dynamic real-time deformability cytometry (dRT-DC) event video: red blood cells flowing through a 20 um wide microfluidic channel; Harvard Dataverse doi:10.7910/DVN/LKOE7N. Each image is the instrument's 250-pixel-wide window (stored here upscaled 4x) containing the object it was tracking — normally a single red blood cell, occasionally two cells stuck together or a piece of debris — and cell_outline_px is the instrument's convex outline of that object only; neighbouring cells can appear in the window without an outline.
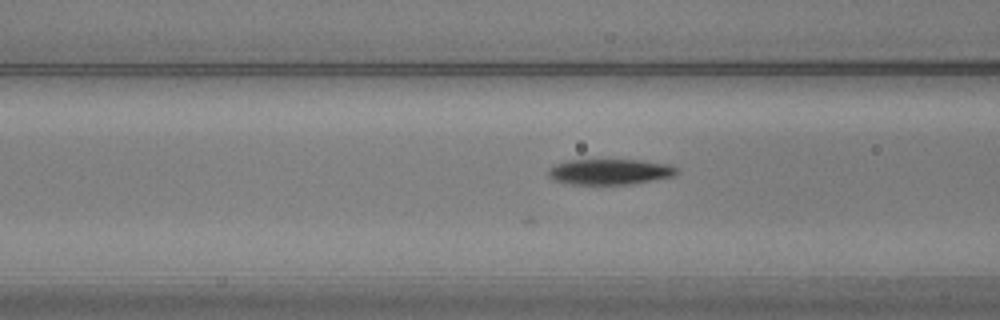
{"species": "common noctule bat (a hibernating species)", "species_latin": "Nyctalus noctula", "temperature_condition": "warm", "stored_images_in_passage": 30, "camera_frame_rate_fps": 3000, "um_per_image_px": 0.085, "animal": {"sex": "male", "body_mass_g": 20.5, "forearm_length_mm": 52.5}, "frame": {"image": 1, "passage_image": 6, "time_ms": 1.667, "image_size_px": [1000, 320], "cell_outline_px": [[680, 172], [676, 176], [632, 184], [568, 184], [552, 180], [548, 176], [548, 168], [556, 164], [568, 160], [640, 160], [672, 164], [680, 168]], "centroid_in_image_um": [51.9, 14.6], "position_along_channel_um": 114.7, "area_um2": 19.59}}
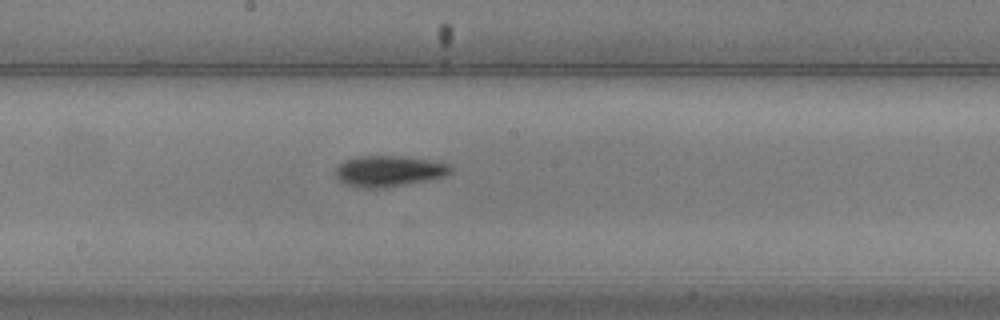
{"frame": {"image": 2, "passage_image": 14, "time_ms": 4.333, "image_size_px": [1000, 320], "cell_outline_px": [[452, 172], [444, 176], [428, 180], [384, 188], [356, 188], [344, 184], [336, 180], [332, 172], [336, 164], [344, 160], [356, 156], [400, 156], [428, 160], [448, 164], [452, 168]], "centroid_in_image_um": [32.92, 14.55], "position_along_channel_um": 215.3, "area_um2": 21.21}}
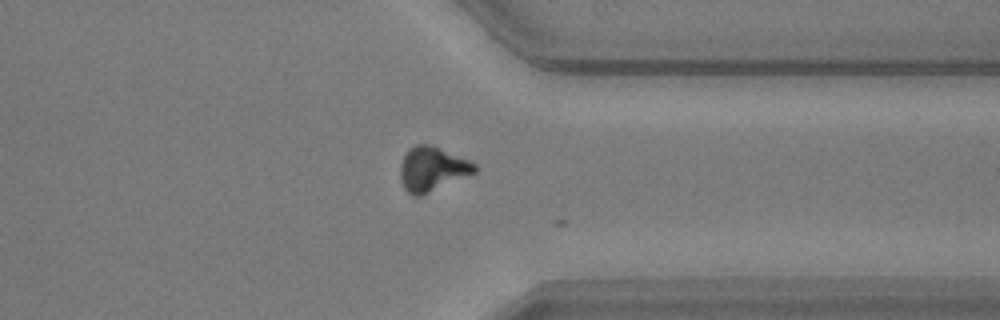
{"frame": {"image": 3, "passage_image": 27, "time_ms": 8.667, "image_size_px": [1000, 320], "cell_outline_px": [[476, 172], [420, 196], [412, 196], [404, 188], [400, 180], [400, 164], [408, 148], [416, 144], [432, 144], [468, 160], [476, 164]], "centroid_in_image_um": [36.7, 14.35], "position_along_channel_um": 374.7, "area_um2": 19.19}}